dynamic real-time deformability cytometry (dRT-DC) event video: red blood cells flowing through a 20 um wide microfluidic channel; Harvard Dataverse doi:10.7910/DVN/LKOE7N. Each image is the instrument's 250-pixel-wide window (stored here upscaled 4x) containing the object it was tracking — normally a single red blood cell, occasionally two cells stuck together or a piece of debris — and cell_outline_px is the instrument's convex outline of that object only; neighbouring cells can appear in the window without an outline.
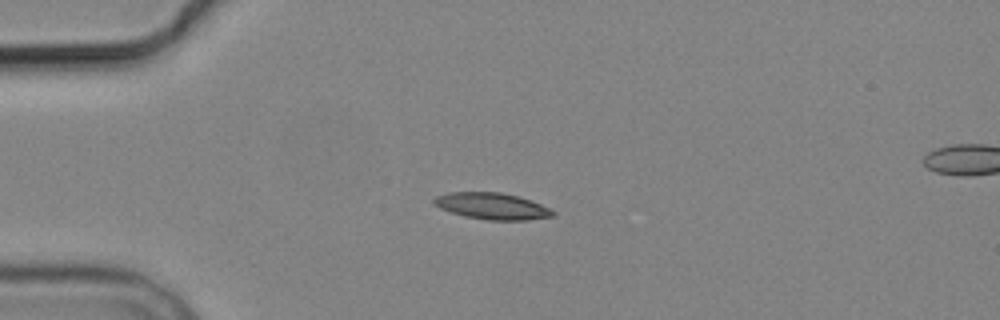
{"species": "common noctule bat (a hibernating species)", "species_latin": "Nyctalus noctula", "temperature_condition": "cold", "stored_images_in_passage": 4, "segment_of_instrument_passage": [1, 2], "camera_frame_rate_fps": 3000, "um_per_image_px": 0.085, "animal": {"sex": "male", "body_mass_g": 19.2, "forearm_length_mm": 51.8}, "frame": {"image": 1, "passage_image": 2, "time_ms": 1.333, "image_size_px": [1000, 320], "cell_outline_px": [[556, 216], [524, 220], [488, 220], [464, 216], [440, 208], [432, 204], [432, 200], [436, 196], [448, 192], [500, 192], [516, 196], [540, 204], [556, 212]], "centroid_in_image_um": [41.79, 17.52], "position_along_channel_um": 43.2, "area_um2": 18.26}}